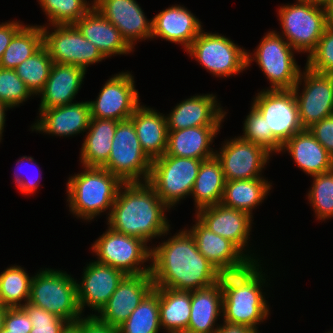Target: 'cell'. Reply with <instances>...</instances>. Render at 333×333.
Wrapping results in <instances>:
<instances>
[{
  "label": "cell",
  "mask_w": 333,
  "mask_h": 333,
  "mask_svg": "<svg viewBox=\"0 0 333 333\" xmlns=\"http://www.w3.org/2000/svg\"><path fill=\"white\" fill-rule=\"evenodd\" d=\"M151 246V277L154 287L195 291L219 282L221 273L199 252L186 229Z\"/></svg>",
  "instance_id": "6da1fadb"
},
{
  "label": "cell",
  "mask_w": 333,
  "mask_h": 333,
  "mask_svg": "<svg viewBox=\"0 0 333 333\" xmlns=\"http://www.w3.org/2000/svg\"><path fill=\"white\" fill-rule=\"evenodd\" d=\"M82 281H77V299L80 311L88 306L90 315H96L107 303L125 274L114 267L92 260L84 266Z\"/></svg>",
  "instance_id": "d6986e66"
},
{
  "label": "cell",
  "mask_w": 333,
  "mask_h": 333,
  "mask_svg": "<svg viewBox=\"0 0 333 333\" xmlns=\"http://www.w3.org/2000/svg\"><path fill=\"white\" fill-rule=\"evenodd\" d=\"M85 74L86 71L83 68L53 63L49 78L38 94L41 98L38 112L74 103L73 100L79 93V89L81 90Z\"/></svg>",
  "instance_id": "d4e9b609"
},
{
  "label": "cell",
  "mask_w": 333,
  "mask_h": 333,
  "mask_svg": "<svg viewBox=\"0 0 333 333\" xmlns=\"http://www.w3.org/2000/svg\"><path fill=\"white\" fill-rule=\"evenodd\" d=\"M31 321L22 307H8L5 312L3 327L9 333H30Z\"/></svg>",
  "instance_id": "bcb514c9"
},
{
  "label": "cell",
  "mask_w": 333,
  "mask_h": 333,
  "mask_svg": "<svg viewBox=\"0 0 333 333\" xmlns=\"http://www.w3.org/2000/svg\"><path fill=\"white\" fill-rule=\"evenodd\" d=\"M82 167L84 170L68 177L66 183L69 211L88 222L106 210L109 217L123 182L103 167Z\"/></svg>",
  "instance_id": "277c9868"
},
{
  "label": "cell",
  "mask_w": 333,
  "mask_h": 333,
  "mask_svg": "<svg viewBox=\"0 0 333 333\" xmlns=\"http://www.w3.org/2000/svg\"><path fill=\"white\" fill-rule=\"evenodd\" d=\"M0 333H9L8 330H6L4 327L1 329Z\"/></svg>",
  "instance_id": "6f0895ef"
},
{
  "label": "cell",
  "mask_w": 333,
  "mask_h": 333,
  "mask_svg": "<svg viewBox=\"0 0 333 333\" xmlns=\"http://www.w3.org/2000/svg\"><path fill=\"white\" fill-rule=\"evenodd\" d=\"M215 333H261L244 325L222 323Z\"/></svg>",
  "instance_id": "f907efd6"
},
{
  "label": "cell",
  "mask_w": 333,
  "mask_h": 333,
  "mask_svg": "<svg viewBox=\"0 0 333 333\" xmlns=\"http://www.w3.org/2000/svg\"><path fill=\"white\" fill-rule=\"evenodd\" d=\"M142 150L151 159L163 156L167 150L168 129L166 116L155 108L140 104L129 118Z\"/></svg>",
  "instance_id": "f1b7e54d"
},
{
  "label": "cell",
  "mask_w": 333,
  "mask_h": 333,
  "mask_svg": "<svg viewBox=\"0 0 333 333\" xmlns=\"http://www.w3.org/2000/svg\"><path fill=\"white\" fill-rule=\"evenodd\" d=\"M306 64L309 69L333 75V25L328 24L316 48L307 55Z\"/></svg>",
  "instance_id": "7bdbcfd3"
},
{
  "label": "cell",
  "mask_w": 333,
  "mask_h": 333,
  "mask_svg": "<svg viewBox=\"0 0 333 333\" xmlns=\"http://www.w3.org/2000/svg\"><path fill=\"white\" fill-rule=\"evenodd\" d=\"M40 7L47 16V25H68L80 20L93 6L87 0H38Z\"/></svg>",
  "instance_id": "f35d334b"
},
{
  "label": "cell",
  "mask_w": 333,
  "mask_h": 333,
  "mask_svg": "<svg viewBox=\"0 0 333 333\" xmlns=\"http://www.w3.org/2000/svg\"><path fill=\"white\" fill-rule=\"evenodd\" d=\"M24 269L20 265H11L0 273L1 305L22 307L29 302L33 275L30 277Z\"/></svg>",
  "instance_id": "8d00e7d4"
},
{
  "label": "cell",
  "mask_w": 333,
  "mask_h": 333,
  "mask_svg": "<svg viewBox=\"0 0 333 333\" xmlns=\"http://www.w3.org/2000/svg\"><path fill=\"white\" fill-rule=\"evenodd\" d=\"M8 307L3 306L0 304V331L3 328L4 325V317H5V312Z\"/></svg>",
  "instance_id": "11a10c76"
},
{
  "label": "cell",
  "mask_w": 333,
  "mask_h": 333,
  "mask_svg": "<svg viewBox=\"0 0 333 333\" xmlns=\"http://www.w3.org/2000/svg\"><path fill=\"white\" fill-rule=\"evenodd\" d=\"M96 261L121 270L125 275L151 272V246L140 238L107 227L91 246ZM149 265H144L148 263Z\"/></svg>",
  "instance_id": "9c48e42d"
},
{
  "label": "cell",
  "mask_w": 333,
  "mask_h": 333,
  "mask_svg": "<svg viewBox=\"0 0 333 333\" xmlns=\"http://www.w3.org/2000/svg\"><path fill=\"white\" fill-rule=\"evenodd\" d=\"M185 52L218 78H228L247 69V50L219 33L202 30Z\"/></svg>",
  "instance_id": "30bf717a"
},
{
  "label": "cell",
  "mask_w": 333,
  "mask_h": 333,
  "mask_svg": "<svg viewBox=\"0 0 333 333\" xmlns=\"http://www.w3.org/2000/svg\"><path fill=\"white\" fill-rule=\"evenodd\" d=\"M223 291L220 281L212 286L191 291V312L187 333H215L222 318ZM217 323V324H216Z\"/></svg>",
  "instance_id": "f546056e"
},
{
  "label": "cell",
  "mask_w": 333,
  "mask_h": 333,
  "mask_svg": "<svg viewBox=\"0 0 333 333\" xmlns=\"http://www.w3.org/2000/svg\"><path fill=\"white\" fill-rule=\"evenodd\" d=\"M286 151L298 168L309 176L333 169V157L308 129H303L285 142L282 145L280 154Z\"/></svg>",
  "instance_id": "4316f807"
},
{
  "label": "cell",
  "mask_w": 333,
  "mask_h": 333,
  "mask_svg": "<svg viewBox=\"0 0 333 333\" xmlns=\"http://www.w3.org/2000/svg\"><path fill=\"white\" fill-rule=\"evenodd\" d=\"M153 288L154 283L150 273L125 275L107 303L95 316L109 326L118 328Z\"/></svg>",
  "instance_id": "44dd1931"
},
{
  "label": "cell",
  "mask_w": 333,
  "mask_h": 333,
  "mask_svg": "<svg viewBox=\"0 0 333 333\" xmlns=\"http://www.w3.org/2000/svg\"><path fill=\"white\" fill-rule=\"evenodd\" d=\"M222 126H199L168 130L166 155L206 160L215 156L211 148Z\"/></svg>",
  "instance_id": "83f0119b"
},
{
  "label": "cell",
  "mask_w": 333,
  "mask_h": 333,
  "mask_svg": "<svg viewBox=\"0 0 333 333\" xmlns=\"http://www.w3.org/2000/svg\"><path fill=\"white\" fill-rule=\"evenodd\" d=\"M135 80L130 71L112 75L102 86L96 100L88 101L91 118L128 120L141 104Z\"/></svg>",
  "instance_id": "9a60e30c"
},
{
  "label": "cell",
  "mask_w": 333,
  "mask_h": 333,
  "mask_svg": "<svg viewBox=\"0 0 333 333\" xmlns=\"http://www.w3.org/2000/svg\"><path fill=\"white\" fill-rule=\"evenodd\" d=\"M195 224L186 228L199 252L221 273L239 272L253 262L231 241L211 232L196 216Z\"/></svg>",
  "instance_id": "ac0fdd59"
},
{
  "label": "cell",
  "mask_w": 333,
  "mask_h": 333,
  "mask_svg": "<svg viewBox=\"0 0 333 333\" xmlns=\"http://www.w3.org/2000/svg\"><path fill=\"white\" fill-rule=\"evenodd\" d=\"M202 160L164 154L152 160L148 183L171 209L191 195Z\"/></svg>",
  "instance_id": "ba28073f"
},
{
  "label": "cell",
  "mask_w": 333,
  "mask_h": 333,
  "mask_svg": "<svg viewBox=\"0 0 333 333\" xmlns=\"http://www.w3.org/2000/svg\"><path fill=\"white\" fill-rule=\"evenodd\" d=\"M43 46L41 25H24L12 38L1 60L0 67L15 69Z\"/></svg>",
  "instance_id": "e575fe53"
},
{
  "label": "cell",
  "mask_w": 333,
  "mask_h": 333,
  "mask_svg": "<svg viewBox=\"0 0 333 333\" xmlns=\"http://www.w3.org/2000/svg\"><path fill=\"white\" fill-rule=\"evenodd\" d=\"M308 130L333 157V115L314 123Z\"/></svg>",
  "instance_id": "7dc6e473"
},
{
  "label": "cell",
  "mask_w": 333,
  "mask_h": 333,
  "mask_svg": "<svg viewBox=\"0 0 333 333\" xmlns=\"http://www.w3.org/2000/svg\"><path fill=\"white\" fill-rule=\"evenodd\" d=\"M194 214L211 232L233 242L253 263L263 261L249 249L254 217L221 203L199 209Z\"/></svg>",
  "instance_id": "e0dca14e"
},
{
  "label": "cell",
  "mask_w": 333,
  "mask_h": 333,
  "mask_svg": "<svg viewBox=\"0 0 333 333\" xmlns=\"http://www.w3.org/2000/svg\"><path fill=\"white\" fill-rule=\"evenodd\" d=\"M61 333H81V318L74 322H68Z\"/></svg>",
  "instance_id": "816d5d0a"
},
{
  "label": "cell",
  "mask_w": 333,
  "mask_h": 333,
  "mask_svg": "<svg viewBox=\"0 0 333 333\" xmlns=\"http://www.w3.org/2000/svg\"><path fill=\"white\" fill-rule=\"evenodd\" d=\"M280 35L299 54H310L328 26L325 6L315 0H296L283 4L277 11Z\"/></svg>",
  "instance_id": "5b68a950"
},
{
  "label": "cell",
  "mask_w": 333,
  "mask_h": 333,
  "mask_svg": "<svg viewBox=\"0 0 333 333\" xmlns=\"http://www.w3.org/2000/svg\"><path fill=\"white\" fill-rule=\"evenodd\" d=\"M159 287H154L118 327V333H159Z\"/></svg>",
  "instance_id": "d590c367"
},
{
  "label": "cell",
  "mask_w": 333,
  "mask_h": 333,
  "mask_svg": "<svg viewBox=\"0 0 333 333\" xmlns=\"http://www.w3.org/2000/svg\"><path fill=\"white\" fill-rule=\"evenodd\" d=\"M318 4L325 6L331 0H315Z\"/></svg>",
  "instance_id": "9f6ffc18"
},
{
  "label": "cell",
  "mask_w": 333,
  "mask_h": 333,
  "mask_svg": "<svg viewBox=\"0 0 333 333\" xmlns=\"http://www.w3.org/2000/svg\"><path fill=\"white\" fill-rule=\"evenodd\" d=\"M303 83V84H302ZM302 92L300 93V86ZM303 129L333 115V75L317 73L307 66L293 87Z\"/></svg>",
  "instance_id": "4fadbf2b"
},
{
  "label": "cell",
  "mask_w": 333,
  "mask_h": 333,
  "mask_svg": "<svg viewBox=\"0 0 333 333\" xmlns=\"http://www.w3.org/2000/svg\"><path fill=\"white\" fill-rule=\"evenodd\" d=\"M94 7L117 29L134 50L140 40L152 37V19H147L136 0H93Z\"/></svg>",
  "instance_id": "ffe728a7"
},
{
  "label": "cell",
  "mask_w": 333,
  "mask_h": 333,
  "mask_svg": "<svg viewBox=\"0 0 333 333\" xmlns=\"http://www.w3.org/2000/svg\"><path fill=\"white\" fill-rule=\"evenodd\" d=\"M243 135L240 137L244 140L251 141L257 146L264 148L271 155L280 153L282 144L273 136L267 133L266 119L251 104L250 112L243 123Z\"/></svg>",
  "instance_id": "60d3db41"
},
{
  "label": "cell",
  "mask_w": 333,
  "mask_h": 333,
  "mask_svg": "<svg viewBox=\"0 0 333 333\" xmlns=\"http://www.w3.org/2000/svg\"><path fill=\"white\" fill-rule=\"evenodd\" d=\"M271 189L272 183L264 177L226 181L221 204L253 217L252 211L264 202Z\"/></svg>",
  "instance_id": "1f68e13d"
},
{
  "label": "cell",
  "mask_w": 333,
  "mask_h": 333,
  "mask_svg": "<svg viewBox=\"0 0 333 333\" xmlns=\"http://www.w3.org/2000/svg\"><path fill=\"white\" fill-rule=\"evenodd\" d=\"M81 333H118V328L109 326L95 315L81 317Z\"/></svg>",
  "instance_id": "c3c4849f"
},
{
  "label": "cell",
  "mask_w": 333,
  "mask_h": 333,
  "mask_svg": "<svg viewBox=\"0 0 333 333\" xmlns=\"http://www.w3.org/2000/svg\"><path fill=\"white\" fill-rule=\"evenodd\" d=\"M191 312V292L159 287V314L167 333H187Z\"/></svg>",
  "instance_id": "836d02e7"
},
{
  "label": "cell",
  "mask_w": 333,
  "mask_h": 333,
  "mask_svg": "<svg viewBox=\"0 0 333 333\" xmlns=\"http://www.w3.org/2000/svg\"><path fill=\"white\" fill-rule=\"evenodd\" d=\"M152 160L142 150L133 122L119 121L112 140V148L104 169L123 183L147 182Z\"/></svg>",
  "instance_id": "8fae6325"
},
{
  "label": "cell",
  "mask_w": 333,
  "mask_h": 333,
  "mask_svg": "<svg viewBox=\"0 0 333 333\" xmlns=\"http://www.w3.org/2000/svg\"><path fill=\"white\" fill-rule=\"evenodd\" d=\"M40 268L31 280L29 303L68 322L80 319L76 279L66 271Z\"/></svg>",
  "instance_id": "8992f818"
},
{
  "label": "cell",
  "mask_w": 333,
  "mask_h": 333,
  "mask_svg": "<svg viewBox=\"0 0 333 333\" xmlns=\"http://www.w3.org/2000/svg\"><path fill=\"white\" fill-rule=\"evenodd\" d=\"M9 109L10 108L8 106H6L5 104L0 102V143L2 141L4 126H5V122H6V112Z\"/></svg>",
  "instance_id": "f5cc1de1"
},
{
  "label": "cell",
  "mask_w": 333,
  "mask_h": 333,
  "mask_svg": "<svg viewBox=\"0 0 333 333\" xmlns=\"http://www.w3.org/2000/svg\"><path fill=\"white\" fill-rule=\"evenodd\" d=\"M90 120L89 102L76 101L64 106L41 110L36 123L31 125V131L52 136L72 137L86 132Z\"/></svg>",
  "instance_id": "603a6c76"
},
{
  "label": "cell",
  "mask_w": 333,
  "mask_h": 333,
  "mask_svg": "<svg viewBox=\"0 0 333 333\" xmlns=\"http://www.w3.org/2000/svg\"><path fill=\"white\" fill-rule=\"evenodd\" d=\"M325 10L328 24L333 25V0L325 5Z\"/></svg>",
  "instance_id": "db71d44e"
},
{
  "label": "cell",
  "mask_w": 333,
  "mask_h": 333,
  "mask_svg": "<svg viewBox=\"0 0 333 333\" xmlns=\"http://www.w3.org/2000/svg\"><path fill=\"white\" fill-rule=\"evenodd\" d=\"M169 210L148 182L123 183L107 217V225L149 244L153 238L167 237L170 232L165 213Z\"/></svg>",
  "instance_id": "7a4b0ae2"
},
{
  "label": "cell",
  "mask_w": 333,
  "mask_h": 333,
  "mask_svg": "<svg viewBox=\"0 0 333 333\" xmlns=\"http://www.w3.org/2000/svg\"><path fill=\"white\" fill-rule=\"evenodd\" d=\"M313 183L307 193L308 202L317 220L333 217V169L311 176Z\"/></svg>",
  "instance_id": "ab89813d"
},
{
  "label": "cell",
  "mask_w": 333,
  "mask_h": 333,
  "mask_svg": "<svg viewBox=\"0 0 333 333\" xmlns=\"http://www.w3.org/2000/svg\"><path fill=\"white\" fill-rule=\"evenodd\" d=\"M253 99L252 105L266 119L267 133H272L282 145L303 130L292 89H263Z\"/></svg>",
  "instance_id": "5bb4252c"
},
{
  "label": "cell",
  "mask_w": 333,
  "mask_h": 333,
  "mask_svg": "<svg viewBox=\"0 0 333 333\" xmlns=\"http://www.w3.org/2000/svg\"><path fill=\"white\" fill-rule=\"evenodd\" d=\"M23 22L11 20L0 24V60L13 36L24 26Z\"/></svg>",
  "instance_id": "681fc988"
},
{
  "label": "cell",
  "mask_w": 333,
  "mask_h": 333,
  "mask_svg": "<svg viewBox=\"0 0 333 333\" xmlns=\"http://www.w3.org/2000/svg\"><path fill=\"white\" fill-rule=\"evenodd\" d=\"M225 176L216 156L202 160L191 192L195 211L221 203L225 187Z\"/></svg>",
  "instance_id": "d6a6232c"
},
{
  "label": "cell",
  "mask_w": 333,
  "mask_h": 333,
  "mask_svg": "<svg viewBox=\"0 0 333 333\" xmlns=\"http://www.w3.org/2000/svg\"><path fill=\"white\" fill-rule=\"evenodd\" d=\"M52 65V58L43 45L35 54L24 60L14 70L35 97L44 88Z\"/></svg>",
  "instance_id": "74e56055"
},
{
  "label": "cell",
  "mask_w": 333,
  "mask_h": 333,
  "mask_svg": "<svg viewBox=\"0 0 333 333\" xmlns=\"http://www.w3.org/2000/svg\"><path fill=\"white\" fill-rule=\"evenodd\" d=\"M221 145V148L215 150V156L226 181L264 177L261 174L272 157L264 148L240 136L226 139Z\"/></svg>",
  "instance_id": "2e32d148"
},
{
  "label": "cell",
  "mask_w": 333,
  "mask_h": 333,
  "mask_svg": "<svg viewBox=\"0 0 333 333\" xmlns=\"http://www.w3.org/2000/svg\"><path fill=\"white\" fill-rule=\"evenodd\" d=\"M81 34L93 43L105 58L133 53L120 31L94 6L74 23Z\"/></svg>",
  "instance_id": "484cf974"
},
{
  "label": "cell",
  "mask_w": 333,
  "mask_h": 333,
  "mask_svg": "<svg viewBox=\"0 0 333 333\" xmlns=\"http://www.w3.org/2000/svg\"><path fill=\"white\" fill-rule=\"evenodd\" d=\"M213 93L195 94L184 99L166 114L167 129L180 130L199 126H222L228 112Z\"/></svg>",
  "instance_id": "7402d4cb"
},
{
  "label": "cell",
  "mask_w": 333,
  "mask_h": 333,
  "mask_svg": "<svg viewBox=\"0 0 333 333\" xmlns=\"http://www.w3.org/2000/svg\"><path fill=\"white\" fill-rule=\"evenodd\" d=\"M279 33L268 31L254 53H246L247 68L255 61L269 81L270 86L265 90L293 89L301 72L294 57L298 52Z\"/></svg>",
  "instance_id": "52a82bcc"
},
{
  "label": "cell",
  "mask_w": 333,
  "mask_h": 333,
  "mask_svg": "<svg viewBox=\"0 0 333 333\" xmlns=\"http://www.w3.org/2000/svg\"><path fill=\"white\" fill-rule=\"evenodd\" d=\"M180 4L172 5L152 19V37L180 44L186 51L203 30L201 21Z\"/></svg>",
  "instance_id": "cb8c5ba5"
},
{
  "label": "cell",
  "mask_w": 333,
  "mask_h": 333,
  "mask_svg": "<svg viewBox=\"0 0 333 333\" xmlns=\"http://www.w3.org/2000/svg\"><path fill=\"white\" fill-rule=\"evenodd\" d=\"M48 26H41L43 45L53 63L74 65L87 72L90 65L106 60L100 50L87 40L74 24Z\"/></svg>",
  "instance_id": "7c38bea8"
},
{
  "label": "cell",
  "mask_w": 333,
  "mask_h": 333,
  "mask_svg": "<svg viewBox=\"0 0 333 333\" xmlns=\"http://www.w3.org/2000/svg\"><path fill=\"white\" fill-rule=\"evenodd\" d=\"M118 122L91 118L80 150L79 160L82 166L103 167L107 163Z\"/></svg>",
  "instance_id": "4dcf8cb0"
},
{
  "label": "cell",
  "mask_w": 333,
  "mask_h": 333,
  "mask_svg": "<svg viewBox=\"0 0 333 333\" xmlns=\"http://www.w3.org/2000/svg\"><path fill=\"white\" fill-rule=\"evenodd\" d=\"M262 265L260 262L252 263L245 270L221 274L224 323L244 325L259 331V324L269 317L270 305L263 292L268 276L263 272Z\"/></svg>",
  "instance_id": "3957f363"
},
{
  "label": "cell",
  "mask_w": 333,
  "mask_h": 333,
  "mask_svg": "<svg viewBox=\"0 0 333 333\" xmlns=\"http://www.w3.org/2000/svg\"><path fill=\"white\" fill-rule=\"evenodd\" d=\"M34 96L14 69L0 67V102L10 109Z\"/></svg>",
  "instance_id": "b9f144b4"
},
{
  "label": "cell",
  "mask_w": 333,
  "mask_h": 333,
  "mask_svg": "<svg viewBox=\"0 0 333 333\" xmlns=\"http://www.w3.org/2000/svg\"><path fill=\"white\" fill-rule=\"evenodd\" d=\"M22 308L31 321L30 333H61L68 321L27 302Z\"/></svg>",
  "instance_id": "ee69618b"
},
{
  "label": "cell",
  "mask_w": 333,
  "mask_h": 333,
  "mask_svg": "<svg viewBox=\"0 0 333 333\" xmlns=\"http://www.w3.org/2000/svg\"><path fill=\"white\" fill-rule=\"evenodd\" d=\"M34 161H35L34 158L29 157V156L27 157L25 155V156H22L20 159H18L17 163H16L17 169H15L16 173H14V181H15L16 187H18V190H20V193L25 194V195L34 194L39 189L40 180L42 179V177L39 176L40 175L39 170L37 172L38 173L37 176H33V177H28V174L26 176H22L20 174L21 172L20 173H18V172L21 170L22 164H24L25 166L28 164V166H30V167L35 165V168H39L36 166V164H37L36 161L35 162Z\"/></svg>",
  "instance_id": "f6af8a7d"
}]
</instances>
